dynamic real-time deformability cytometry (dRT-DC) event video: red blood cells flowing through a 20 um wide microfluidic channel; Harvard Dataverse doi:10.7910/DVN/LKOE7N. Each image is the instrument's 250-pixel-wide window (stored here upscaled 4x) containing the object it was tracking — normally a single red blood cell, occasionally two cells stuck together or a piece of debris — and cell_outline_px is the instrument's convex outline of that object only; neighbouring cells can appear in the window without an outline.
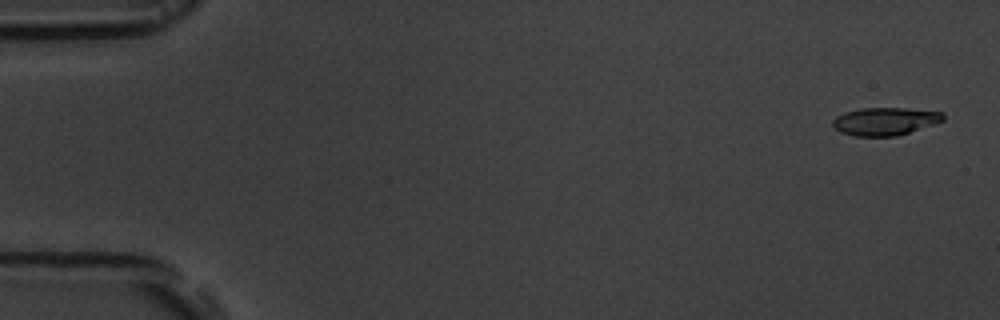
{"species": "common noctule bat (a hibernating species)", "species_latin": "Nyctalus noctula", "temperature_condition": "room temperature", "stored_images_in_passage": 56, "camera_frame_rate_fps": 3000, "um_per_image_px": 0.085, "animal": {"sex": "male", "body_mass_g": 19.5, "forearm_length_mm": 54.6}, "frame": {"image": 1, "passage_image": 2, "time_ms": 0.333, "image_size_px": [1000, 320], "cell_outline_px": [[944, 120], [936, 124], [896, 136], [856, 136], [840, 132], [832, 124], [832, 120], [836, 116], [844, 112], [860, 108], [904, 108], [944, 112]], "centroid_in_image_um": [75.24, 10.3], "position_along_channel_um": 9.8, "area_um2": 17.98}}
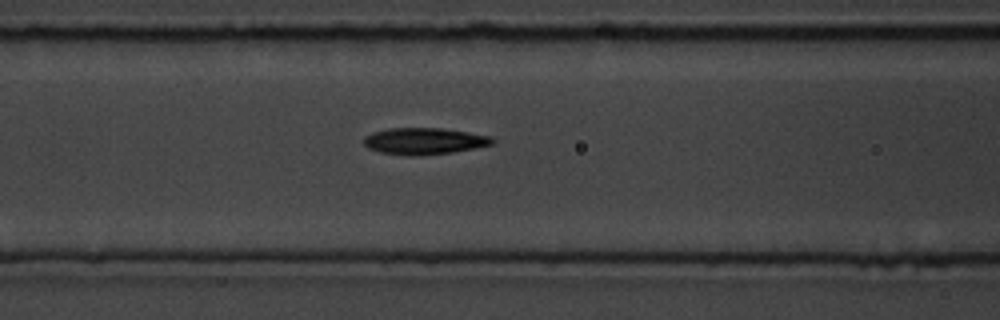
{"frame": {"image": 2, "passage_image": 23, "time_ms": 7.333, "image_size_px": [1000, 320], "cell_outline_px": [[496, 140], [492, 144], [476, 148], [452, 152], [416, 156], [408, 156], [380, 152], [368, 148], [364, 144], [364, 136], [372, 132], [388, 128], [440, 128], [492, 136]], "centroid_in_image_um": [36.05, 11.99], "position_along_channel_um": 130.6, "area_um2": 20.0}}
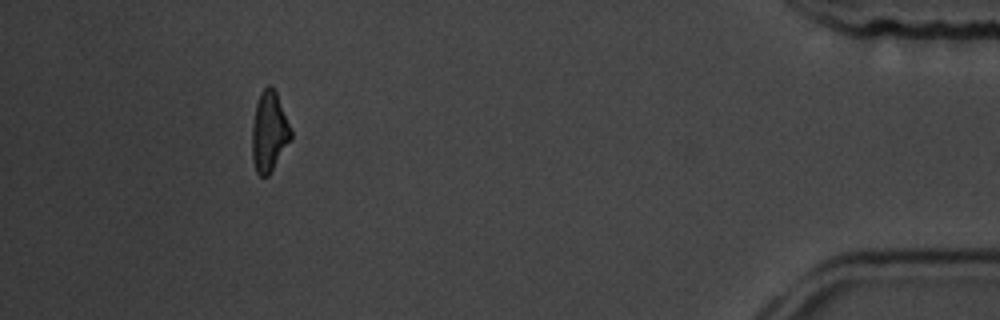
{"frame": {"image": 3, "passage_image": 51, "time_ms": 16.667, "image_size_px": [1000, 320], "cell_outline_px": [[292, 140], [268, 176], [260, 176], [256, 172], [252, 160], [252, 124], [256, 104], [260, 92], [268, 84], [272, 84], [276, 92], [292, 128]], "centroid_in_image_um": [22.89, 11.19], "position_along_channel_um": 412.3, "area_um2": 18.5}, "authors_computed_cell_mechanics": {"area_um2": 18.9873, "velocity_mm_per_s": 3.6809, "shape_relaxation_time_tau1_ms": 3.5287, "shape_relaxation_time_tau2_ms": 4.7103, "deformation_change_tau1": 0.1575, "deformation_change_tau2": 0.1263}}